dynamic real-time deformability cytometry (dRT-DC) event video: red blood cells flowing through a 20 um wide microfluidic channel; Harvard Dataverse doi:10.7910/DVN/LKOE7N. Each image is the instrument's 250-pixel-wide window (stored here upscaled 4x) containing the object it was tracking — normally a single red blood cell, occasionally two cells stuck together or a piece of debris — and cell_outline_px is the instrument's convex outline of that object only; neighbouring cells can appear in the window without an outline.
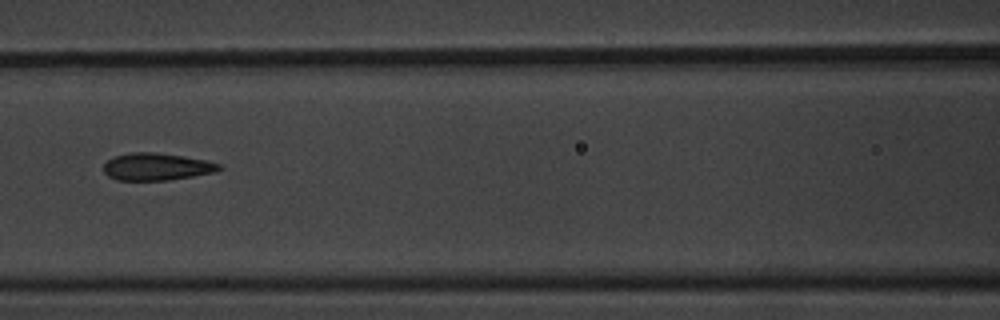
{"species": "common noctule bat (a hibernating species)", "species_latin": "Nyctalus noctula", "temperature_condition": "warm", "stored_images_in_passage": 11, "camera_frame_rate_fps": 3000, "um_per_image_px": 0.085, "animal": {"sex": "male", "body_mass_g": 20.1, "forearm_length_mm": 53.5}, "frame": {"image": 1, "passage_image": 7, "time_ms": 2.0, "image_size_px": [1000, 320], "cell_outline_px": [[224, 168], [216, 172], [168, 180], [116, 180], [108, 176], [104, 172], [104, 164], [112, 156], [132, 152], [156, 152], [184, 156], [208, 160], [220, 164]], "centroid_in_image_um": [13.33, 14.16], "position_along_channel_um": 153.3, "area_um2": 18.55}}
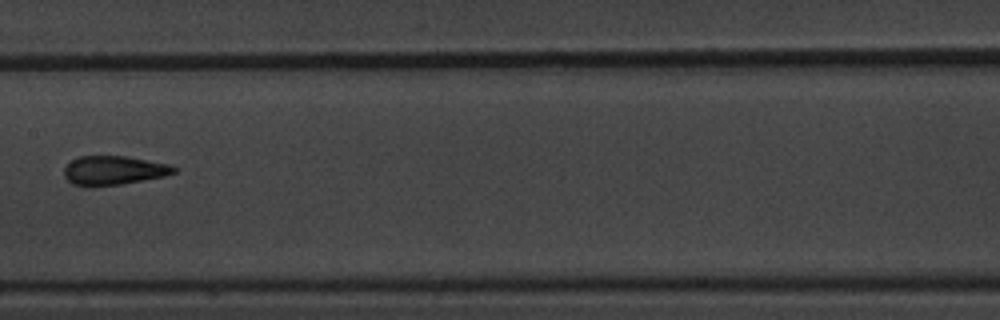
{"frame": {"image": 2, "passage_image": 8, "time_ms": 2.333, "image_size_px": [1000, 320], "cell_outline_px": [[180, 168], [176, 172], [164, 176], [120, 184], [92, 188], [88, 188], [72, 184], [64, 176], [64, 168], [72, 160], [80, 156], [128, 156], [172, 164]], "centroid_in_image_um": [9.68, 14.49], "position_along_channel_um": 197.7, "area_um2": 19.02}}